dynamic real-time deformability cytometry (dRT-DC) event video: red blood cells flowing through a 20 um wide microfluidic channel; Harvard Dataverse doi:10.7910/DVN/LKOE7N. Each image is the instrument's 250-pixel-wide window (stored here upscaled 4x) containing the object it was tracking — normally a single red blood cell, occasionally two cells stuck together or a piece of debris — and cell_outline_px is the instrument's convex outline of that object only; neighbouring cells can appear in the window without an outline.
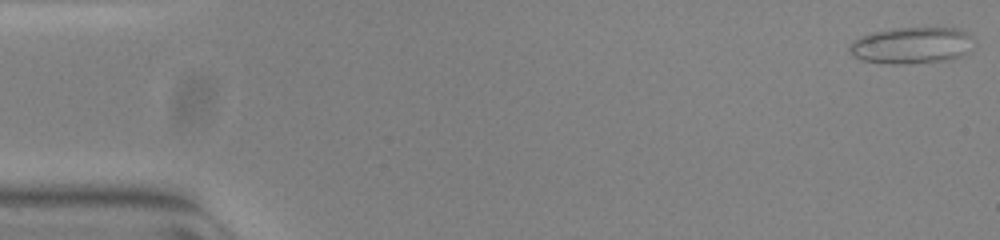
{"species": "common noctule bat (a hibernating species)", "species_latin": "Nyctalus noctula", "temperature_condition": "warm", "stored_images_in_passage": 53, "camera_frame_rate_fps": 3000, "um_per_image_px": 0.085, "animal": {"sex": "female", "body_mass_g": 23.0, "forearm_length_mm": 53.4}, "frame": {"image": 1, "passage_image": 1, "time_ms": 0.0, "image_size_px": [1000, 240], "cell_outline_px": [[964, 52], [960, 56], [944, 60], [908, 64], [892, 64], [864, 60], [856, 56], [848, 48], [856, 40], [872, 32], [896, 28], [952, 28], [964, 32]], "centroid_in_image_um": [77.33, 3.87], "position_along_channel_um": 7.7, "area_um2": 24.85}}
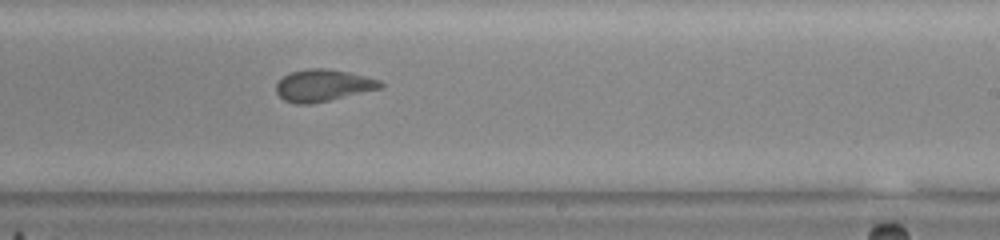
{"frame": {"image": 2, "passage_image": 32, "time_ms": 10.333, "image_size_px": [1000, 240], "cell_outline_px": [[384, 84], [380, 88], [328, 100], [308, 104], [296, 104], [284, 100], [276, 92], [276, 84], [284, 76], [292, 72], [308, 68], [324, 68], [348, 72], [380, 80]], "centroid_in_image_um": [27.43, 7.25], "position_along_channel_um": 261.6, "area_um2": 19.02}}
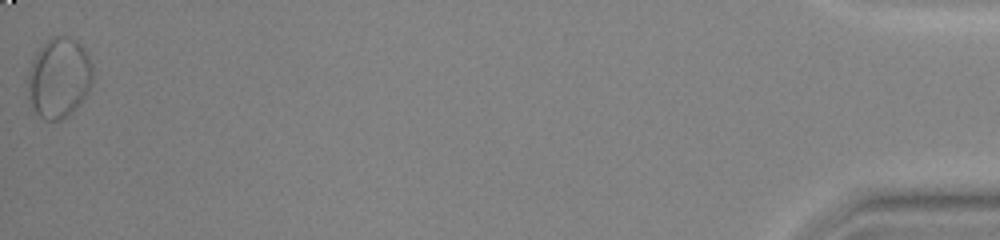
{"frame": {"image": 3, "passage_image": 53, "time_ms": 17.333, "image_size_px": [1000, 240], "cell_outline_px": [[92, 80], [84, 96], [76, 108], [68, 116], [60, 120], [44, 120], [36, 112], [32, 104], [28, 80], [28, 72], [32, 60], [48, 36], [68, 36], [76, 40], [84, 48], [88, 56], [92, 68]], "centroid_in_image_um": [5.02, 6.58], "position_along_channel_um": 430.2, "area_um2": 29.94}, "authors_computed_cell_mechanics": {"area_um2": 19.5942, "velocity_mm_per_s": 3.8485, "shape_relaxation_time_tau1_ms": 6.8772, "shape_relaxation_time_tau2_ms": 1.6179, "deformation_change_tau1": 0.1432, "deformation_change_tau2": 0.0712}}